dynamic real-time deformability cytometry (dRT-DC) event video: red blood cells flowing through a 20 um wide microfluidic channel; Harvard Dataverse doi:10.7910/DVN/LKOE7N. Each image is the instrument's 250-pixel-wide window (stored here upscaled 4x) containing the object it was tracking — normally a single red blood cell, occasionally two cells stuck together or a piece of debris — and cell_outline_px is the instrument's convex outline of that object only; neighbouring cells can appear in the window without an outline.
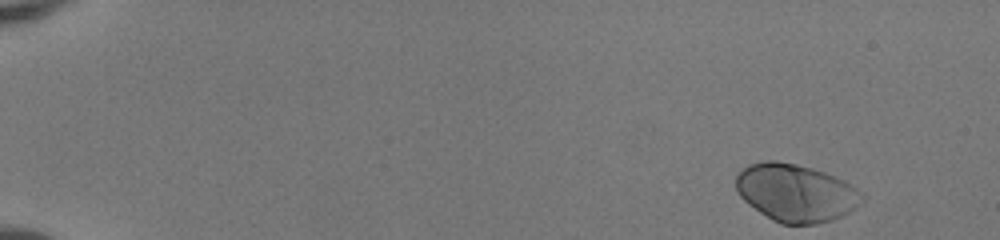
{"species": "human", "species_latin": "Homo sapiens", "temperature_condition": "room temperature", "stored_images_in_passage": 48, "camera_frame_rate_fps": 3000, "um_per_image_px": 0.085, "donor": {"sex": "female"}, "frame": {"image": 1, "passage_image": 1, "time_ms": 0.0, "image_size_px": [1000, 240], "cell_outline_px": [[864, 200], [856, 208], [832, 220], [816, 224], [780, 224], [772, 220], [748, 204], [736, 192], [736, 176], [748, 164], [764, 160], [776, 160], [796, 164], [812, 168], [836, 176], [844, 180], [864, 192]], "centroid_in_image_um": [67.66, 16.38], "position_along_channel_um": 17.3, "area_um2": 42.66}}
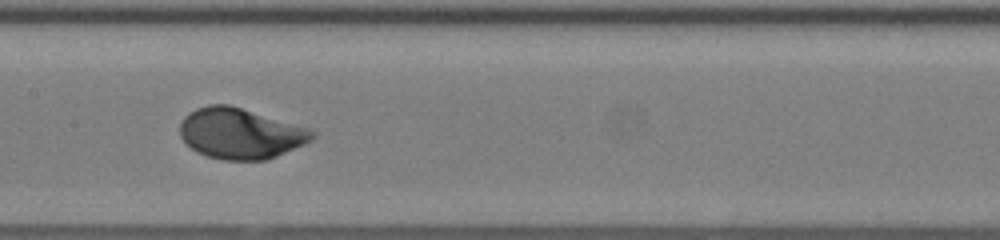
{"frame": {"image": 2, "passage_image": 25, "time_ms": 8.0, "image_size_px": [1000, 240], "cell_outline_px": [[316, 136], [312, 140], [304, 144], [276, 156], [264, 160], [220, 160], [196, 152], [180, 136], [180, 124], [184, 116], [188, 112], [196, 108], [208, 104], [228, 104], [308, 128], [316, 132]], "centroid_in_image_um": [20.41, 11.34], "position_along_channel_um": 187.0, "area_um2": 38.9}}
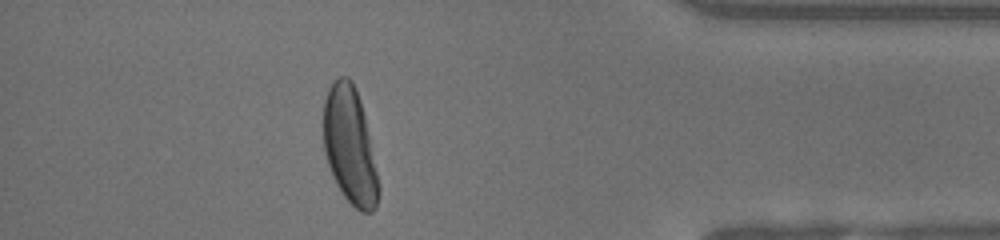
{"frame": {"image": 3, "passage_image": 43, "time_ms": 14.0, "image_size_px": [1000, 240], "cell_outline_px": [[380, 192], [376, 208], [372, 212], [360, 212], [344, 196], [336, 184], [328, 164], [324, 152], [324, 100], [328, 88], [336, 76], [348, 76], [352, 80], [356, 88], [360, 100], [364, 116], [380, 184]], "centroid_in_image_um": [29.74, 12.39], "position_along_channel_um": 405.5, "area_um2": 37.51}, "authors_computed_cell_mechanics": {"area_um2": 38.9572, "velocity_mm_per_s": 4.095, "shape_relaxation_time_tau1_ms": 1.9782, "shape_relaxation_time_tau2_ms": null, "deformation_change_tau1": 0.1611, "deformation_change_tau2": null}}